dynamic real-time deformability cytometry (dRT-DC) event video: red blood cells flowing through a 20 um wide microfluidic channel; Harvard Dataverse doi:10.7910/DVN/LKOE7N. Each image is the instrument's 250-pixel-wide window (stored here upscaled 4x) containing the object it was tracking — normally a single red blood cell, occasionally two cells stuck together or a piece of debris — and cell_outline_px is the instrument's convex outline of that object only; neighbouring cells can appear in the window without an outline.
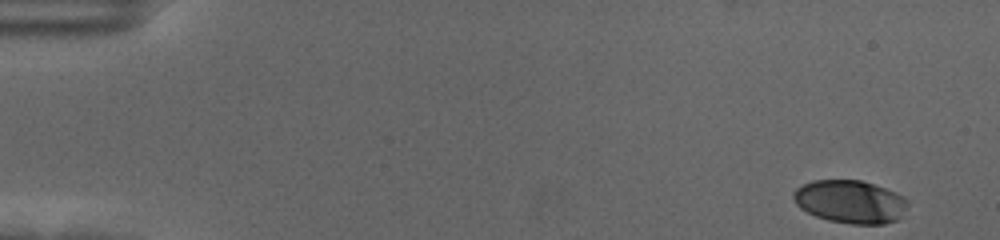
{"species": "human", "species_latin": "Homo sapiens", "temperature_condition": "cold", "stored_images_in_passage": 56, "camera_frame_rate_fps": 3000, "um_per_image_px": 0.085, "donor": {"sex": "female"}, "frame": {"image": 1, "passage_image": 1, "time_ms": 0.0, "image_size_px": [1000, 240], "cell_outline_px": [[908, 204], [900, 216], [896, 220], [884, 224], [852, 224], [828, 220], [816, 216], [800, 208], [796, 204], [792, 196], [792, 192], [796, 188], [812, 180], [860, 180], [896, 192], [904, 196], [908, 200]], "centroid_in_image_um": [72.25, 17.14], "position_along_channel_um": 12.7, "area_um2": 28.61}}
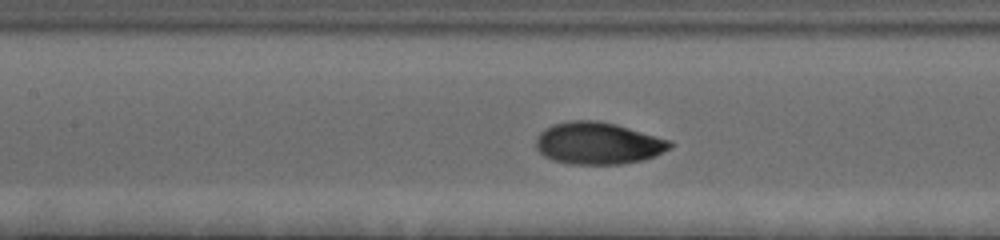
{"frame": {"image": 2, "passage_image": 25, "time_ms": 8.0, "image_size_px": [1000, 240], "cell_outline_px": [[672, 148], [652, 156], [640, 160], [620, 164], [572, 164], [552, 160], [544, 156], [536, 148], [536, 136], [544, 128], [552, 124], [568, 120], [596, 120], [616, 124], [672, 140]], "centroid_in_image_um": [50.81, 12.16], "position_along_channel_um": 156.6, "area_um2": 32.95}}
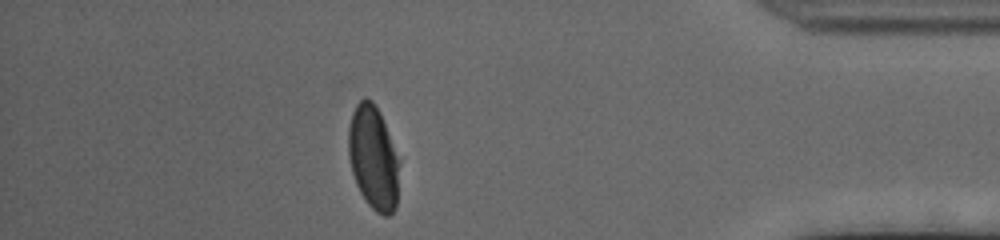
{"frame": {"image": 3, "passage_image": 49, "time_ms": 16.0, "image_size_px": [1000, 240], "cell_outline_px": [[396, 208], [388, 216], [384, 216], [376, 212], [364, 200], [356, 184], [352, 172], [348, 156], [348, 128], [352, 112], [356, 104], [364, 96], [372, 100], [380, 112], [396, 156]], "centroid_in_image_um": [31.66, 13.39], "position_along_channel_um": 403.5, "area_um2": 30.06}, "authors_computed_cell_mechanics": {"area_um2": 31.5877, "velocity_mm_per_s": 3.5506, "shape_relaxation_time_tau1_ms": 3.5194, "shape_relaxation_time_tau2_ms": 0.8753, "deformation_change_tau1": 0.1587, "deformation_change_tau2": 0.0431}}